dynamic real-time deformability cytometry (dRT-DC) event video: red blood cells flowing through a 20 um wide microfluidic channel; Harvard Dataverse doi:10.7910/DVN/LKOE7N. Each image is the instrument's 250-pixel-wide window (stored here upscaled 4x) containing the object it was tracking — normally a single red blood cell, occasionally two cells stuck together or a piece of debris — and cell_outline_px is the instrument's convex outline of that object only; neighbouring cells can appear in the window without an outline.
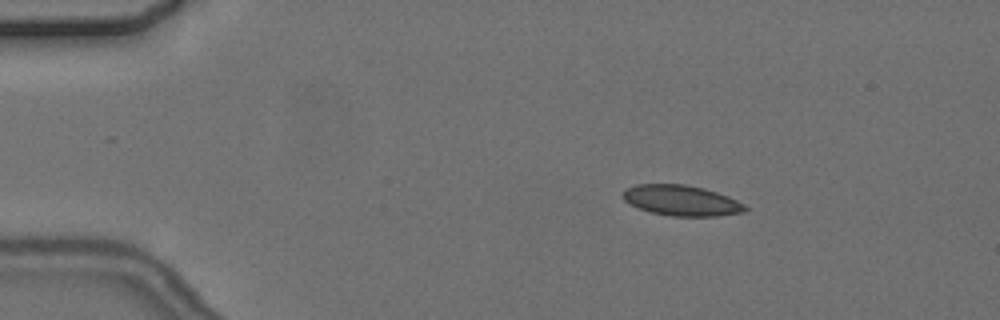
{"species": "common noctule bat (a hibernating species)", "species_latin": "Nyctalus noctula", "temperature_condition": "cold", "stored_images_in_passage": 4, "camera_frame_rate_fps": 3000, "um_per_image_px": 0.085, "animal": {"sex": "female", "body_mass_g": 24.6, "forearm_length_mm": 56.2}, "frame": {"image": 1, "passage_image": 1, "time_ms": 0.0, "image_size_px": [1000, 320], "cell_outline_px": [[748, 208], [744, 212], [716, 216], [672, 216], [652, 212], [640, 208], [624, 200], [620, 196], [620, 192], [624, 188], [636, 184], [684, 184], [704, 188], [728, 196], [744, 204]], "centroid_in_image_um": [57.88, 17.03], "position_along_channel_um": 27.1, "area_um2": 21.79}}